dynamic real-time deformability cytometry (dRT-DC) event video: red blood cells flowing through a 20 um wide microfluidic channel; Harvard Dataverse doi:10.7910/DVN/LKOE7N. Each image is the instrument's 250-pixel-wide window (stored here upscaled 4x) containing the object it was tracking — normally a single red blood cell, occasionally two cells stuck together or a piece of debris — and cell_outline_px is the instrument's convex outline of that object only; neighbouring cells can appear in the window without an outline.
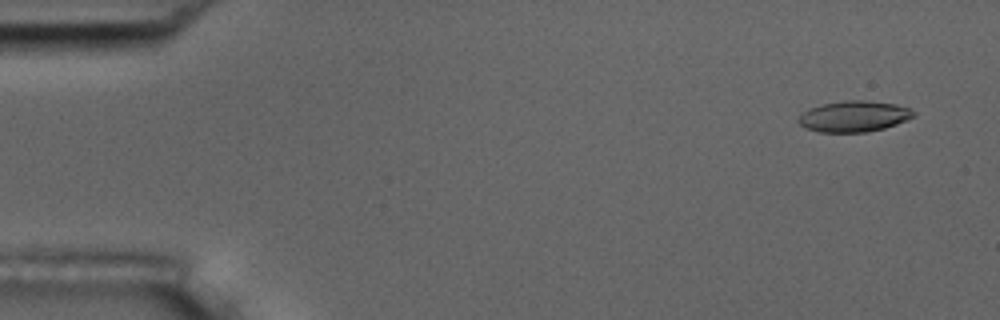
{"species": "common noctule bat (a hibernating species)", "species_latin": "Nyctalus noctula", "temperature_condition": "room temperature", "stored_images_in_passage": 6, "camera_frame_rate_fps": 3000, "um_per_image_px": 0.085, "animal": {"sex": "male", "body_mass_g": 17.5, "forearm_length_mm": 52.3}, "frame": {"image": 1, "passage_image": 2, "time_ms": 1.0, "image_size_px": [1000, 320], "cell_outline_px": [[916, 116], [896, 124], [884, 128], [868, 132], [820, 132], [808, 128], [800, 124], [796, 120], [804, 112], [820, 104], [844, 100], [864, 100], [896, 104], [912, 108], [916, 112]], "centroid_in_image_um": [72.64, 9.88], "position_along_channel_um": 12.4, "area_um2": 20.81}}